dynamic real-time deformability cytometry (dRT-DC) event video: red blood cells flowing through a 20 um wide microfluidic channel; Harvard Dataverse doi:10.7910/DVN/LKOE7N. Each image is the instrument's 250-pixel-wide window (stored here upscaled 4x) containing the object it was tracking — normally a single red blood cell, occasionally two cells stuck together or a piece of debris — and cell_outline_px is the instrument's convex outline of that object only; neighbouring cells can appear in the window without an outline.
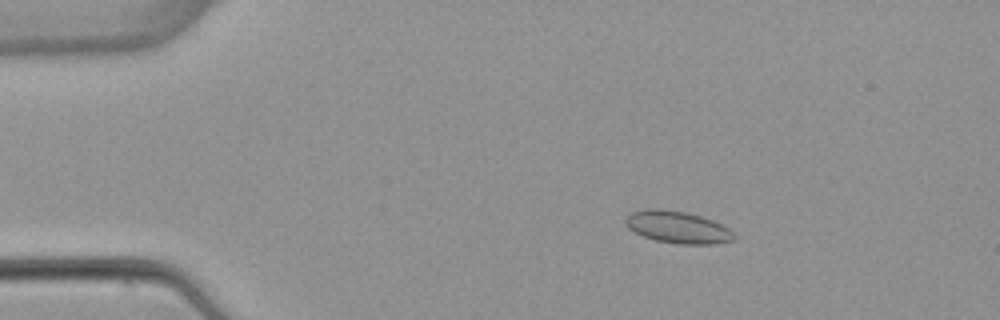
{"species": "common noctule bat (a hibernating species)", "species_latin": "Nyctalus noctula", "temperature_condition": "warm", "stored_images_in_passage": 4, "camera_frame_rate_fps": 3000, "um_per_image_px": 0.085, "animal": {"sex": "female", "body_mass_g": 22.7, "forearm_length_mm": 54.2}, "frame": {"image": 1, "passage_image": 2, "time_ms": 1.333, "image_size_px": [1000, 320], "cell_outline_px": [[736, 240], [716, 244], [680, 244], [656, 240], [644, 236], [628, 228], [624, 220], [632, 212], [644, 208], [660, 208], [684, 212], [700, 216], [712, 220], [728, 228], [736, 236]], "centroid_in_image_um": [57.61, 19.31], "position_along_channel_um": 27.4, "area_um2": 20.23}}
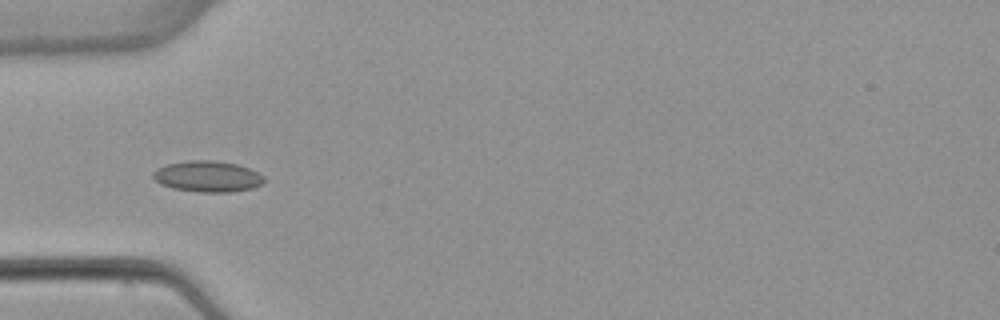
{"frame": {"image": 2, "passage_image": 4, "time_ms": 4.0, "image_size_px": [1000, 320], "cell_outline_px": [[264, 184], [252, 188], [232, 192], [200, 192], [172, 188], [160, 184], [152, 176], [152, 172], [156, 168], [164, 164], [188, 160], [208, 160], [236, 164], [248, 168], [264, 176]], "centroid_in_image_um": [17.61, 15.0], "position_along_channel_um": 67.4, "area_um2": 20.17}}